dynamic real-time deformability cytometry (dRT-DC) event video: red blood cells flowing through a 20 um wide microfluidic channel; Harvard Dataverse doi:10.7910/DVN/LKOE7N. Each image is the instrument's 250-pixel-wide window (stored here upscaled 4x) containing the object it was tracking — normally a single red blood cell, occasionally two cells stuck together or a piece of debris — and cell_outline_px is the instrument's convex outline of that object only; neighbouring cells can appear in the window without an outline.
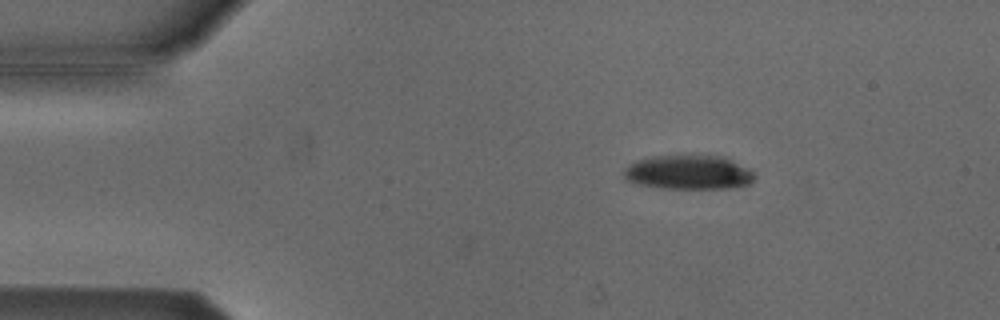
{"species": "Egyptian fruit bat (a non-hibernating species)", "species_latin": "Rousettus aegyptiacus", "temperature_condition": "cold", "stored_images_in_passage": 46, "camera_frame_rate_fps": 3000, "um_per_image_px": 0.085, "animal": {"sex": "male"}, "frame": {"image": 1, "passage_image": 1, "time_ms": 0.0, "image_size_px": [1000, 320], "cell_outline_px": [[756, 176], [752, 184], [736, 188], [660, 188], [640, 184], [624, 180], [624, 168], [628, 164], [636, 160], [652, 156], [728, 156], [752, 168]], "centroid_in_image_um": [58.62, 14.65], "position_along_channel_um": 26.4, "area_um2": 26.7}}
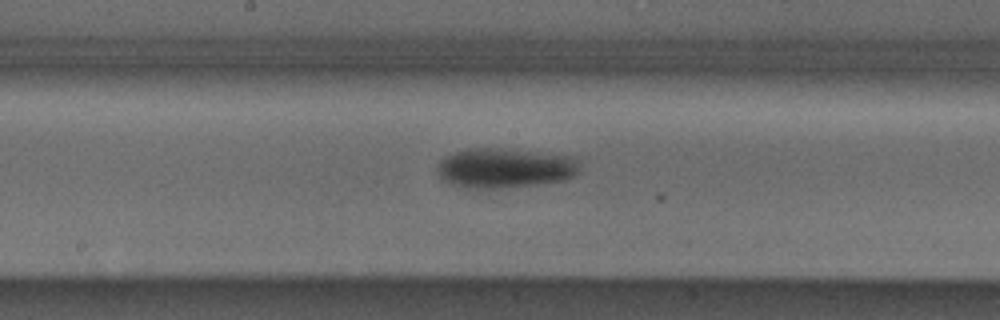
{"frame": {"image": 2, "passage_image": 20, "time_ms": 6.333, "image_size_px": [1000, 320], "cell_outline_px": [[580, 172], [564, 180], [500, 188], [464, 188], [452, 184], [444, 180], [440, 176], [436, 168], [440, 160], [456, 152], [468, 148], [500, 148], [580, 156]], "centroid_in_image_um": [42.98, 14.26], "position_along_channel_um": 205.2, "area_um2": 33.23}}
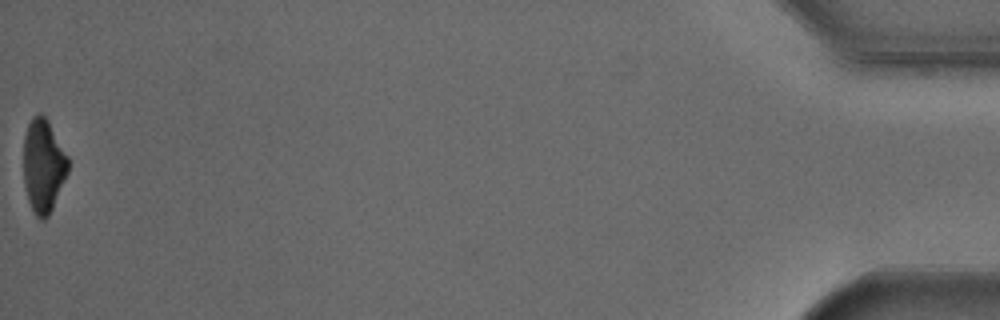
{"frame": {"image": 3, "passage_image": 46, "time_ms": 15.0, "image_size_px": [1000, 320], "cell_outline_px": [[68, 172], [52, 208], [48, 216], [44, 220], [40, 220], [36, 216], [28, 200], [24, 184], [24, 136], [28, 124], [32, 116], [40, 112], [48, 120], [68, 156]], "centroid_in_image_um": [3.68, 14.07], "position_along_channel_um": 431.5, "area_um2": 24.16}, "authors_computed_cell_mechanics": {"area_um2": 29.9982, "velocity_mm_per_s": 3.8218, "shape_relaxation_time_tau1_ms": 2.1729, "shape_relaxation_time_tau2_ms": null, "deformation_change_tau1": 0.104, "deformation_change_tau2": null}}